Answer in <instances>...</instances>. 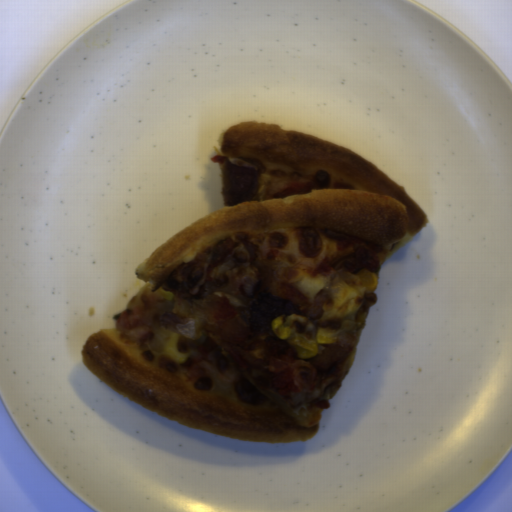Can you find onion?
<instances>
[{"label": "onion", "mask_w": 512, "mask_h": 512, "mask_svg": "<svg viewBox=\"0 0 512 512\" xmlns=\"http://www.w3.org/2000/svg\"><path fill=\"white\" fill-rule=\"evenodd\" d=\"M261 287L260 278L257 276H245L242 280L239 289L243 295L253 297L257 289Z\"/></svg>", "instance_id": "06740285"}, {"label": "onion", "mask_w": 512, "mask_h": 512, "mask_svg": "<svg viewBox=\"0 0 512 512\" xmlns=\"http://www.w3.org/2000/svg\"><path fill=\"white\" fill-rule=\"evenodd\" d=\"M175 327L183 338L190 340L194 338L198 325L196 321L191 320L188 323L178 324Z\"/></svg>", "instance_id": "6bf65262"}]
</instances>
